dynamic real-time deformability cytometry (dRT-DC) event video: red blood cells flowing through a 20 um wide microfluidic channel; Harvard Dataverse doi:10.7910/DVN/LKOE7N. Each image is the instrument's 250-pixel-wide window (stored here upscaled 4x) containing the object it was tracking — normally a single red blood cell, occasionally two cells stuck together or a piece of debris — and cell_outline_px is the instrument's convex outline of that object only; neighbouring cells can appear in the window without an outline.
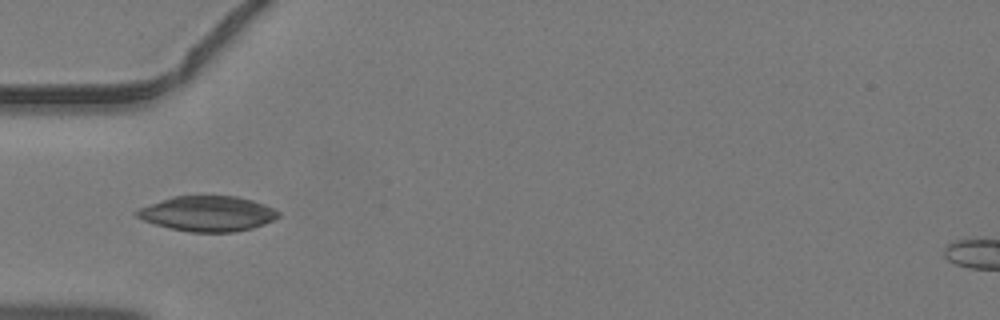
{"species": "common noctule bat (a hibernating species)", "species_latin": "Nyctalus noctula", "temperature_condition": "warm", "stored_images_in_passage": 4, "camera_frame_rate_fps": 3000, "um_per_image_px": 0.085, "animal": {"sex": "male", "body_mass_g": 19.2, "forearm_length_mm": 51.8}, "frame": {"image": 1, "passage_image": 1, "time_ms": 0.0, "image_size_px": [1000, 320], "cell_outline_px": [[280, 216], [276, 220], [252, 228], [232, 232], [192, 232], [168, 228], [144, 220], [136, 216], [132, 212], [136, 208], [172, 196], [236, 196], [252, 200], [264, 204], [280, 212]], "centroid_in_image_um": [17.63, 18.15], "position_along_channel_um": 67.4, "area_um2": 29.25}}
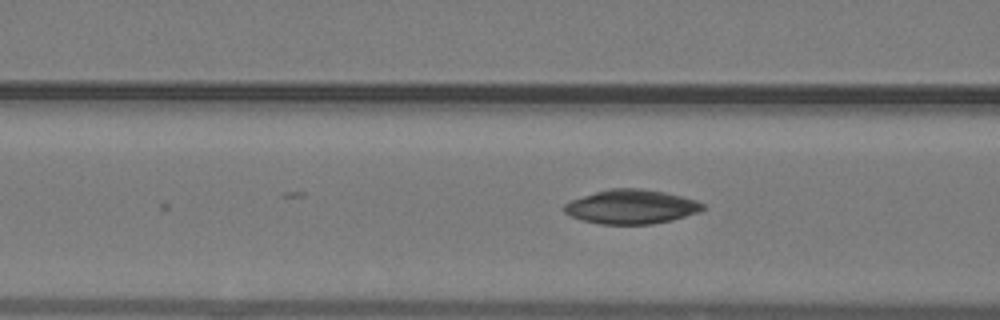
{"frame": {"image": 2, "passage_image": 4, "time_ms": 1.0, "image_size_px": [1000, 320], "cell_outline_px": [[704, 208], [700, 212], [672, 220], [652, 224], [600, 224], [580, 220], [564, 212], [564, 204], [572, 200], [608, 188], [640, 188], [664, 192], [696, 200], [704, 204]], "centroid_in_image_um": [53.67, 17.58], "position_along_channel_um": 112.9, "area_um2": 27.51}}